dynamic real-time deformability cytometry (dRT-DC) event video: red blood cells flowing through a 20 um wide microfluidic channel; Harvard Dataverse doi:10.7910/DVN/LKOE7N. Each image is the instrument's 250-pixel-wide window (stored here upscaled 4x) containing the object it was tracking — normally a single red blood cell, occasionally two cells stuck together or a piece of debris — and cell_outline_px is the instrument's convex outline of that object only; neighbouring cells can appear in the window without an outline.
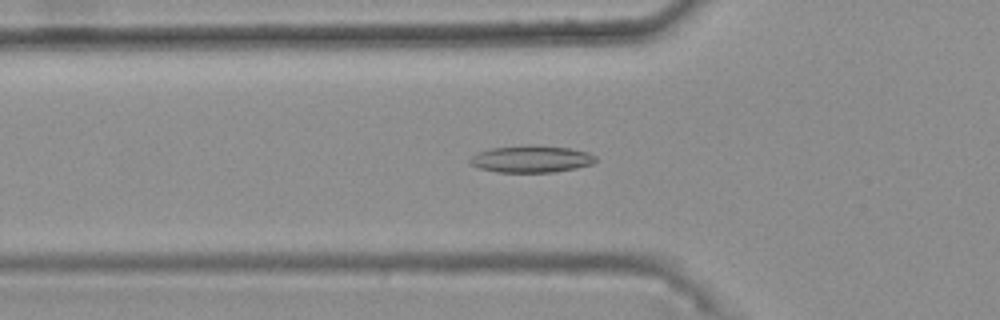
{"species": "common noctule bat (a hibernating species)", "species_latin": "Nyctalus noctula", "temperature_condition": "warm", "stored_images_in_passage": 30, "camera_frame_rate_fps": 3000, "um_per_image_px": 0.085, "animal": {"sex": "female", "body_mass_g": 25.1}, "frame": {"image": 1, "passage_image": 6, "time_ms": 1.667, "image_size_px": [1000, 320], "cell_outline_px": [[596, 160], [592, 164], [576, 168], [552, 172], [500, 172], [480, 168], [468, 164], [468, 160], [472, 156], [480, 152], [492, 148], [528, 144], [532, 144], [568, 148], [588, 152], [596, 156]], "centroid_in_image_um": [45.15, 13.51], "position_along_channel_um": 80.6, "area_um2": 19.77}}
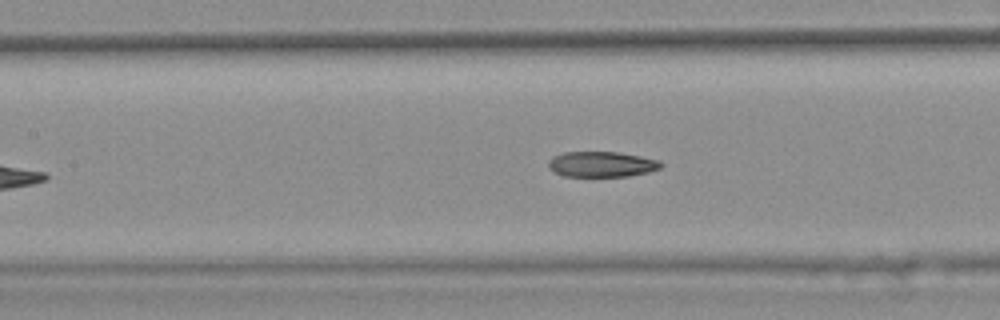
{"frame": {"image": 2, "passage_image": 12, "time_ms": 3.667, "image_size_px": [1000, 320], "cell_outline_px": [[664, 164], [660, 168], [648, 172], [628, 176], [564, 176], [548, 168], [548, 160], [552, 156], [564, 152], [620, 152], [660, 160]], "centroid_in_image_um": [51.14, 13.95], "position_along_channel_um": 156.3, "area_um2": 16.76}}
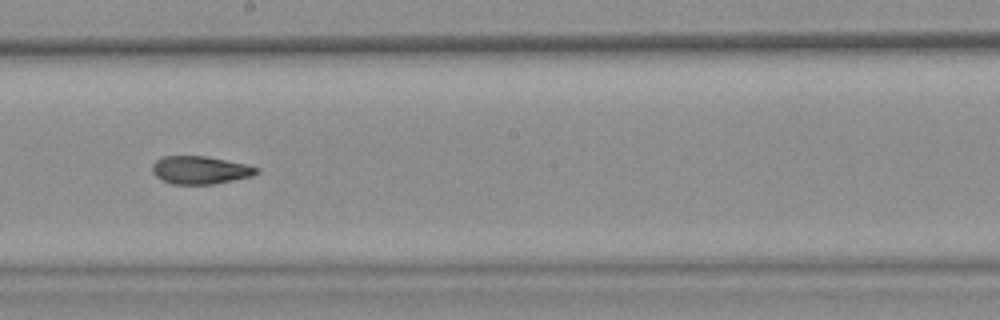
{"frame": {"image": 3, "passage_image": 18, "time_ms": 5.667, "image_size_px": [1000, 320], "cell_outline_px": [[260, 172], [252, 176], [212, 184], [172, 184], [160, 180], [152, 172], [152, 164], [156, 160], [164, 156], [204, 156], [244, 164], [260, 168]], "centroid_in_image_um": [16.99, 14.46], "position_along_channel_um": 231.2, "area_um2": 16.88}, "authors_computed_cell_mechanics": {"area_um2": 17.629, "velocity_mm_per_s": 3.7543, "shape_relaxation_time_tau1_ms": 10.0321, "shape_relaxation_time_tau2_ms": 2.3304, "deformation_change_tau1": 0.2324, "deformation_change_tau2": 0.0957}}